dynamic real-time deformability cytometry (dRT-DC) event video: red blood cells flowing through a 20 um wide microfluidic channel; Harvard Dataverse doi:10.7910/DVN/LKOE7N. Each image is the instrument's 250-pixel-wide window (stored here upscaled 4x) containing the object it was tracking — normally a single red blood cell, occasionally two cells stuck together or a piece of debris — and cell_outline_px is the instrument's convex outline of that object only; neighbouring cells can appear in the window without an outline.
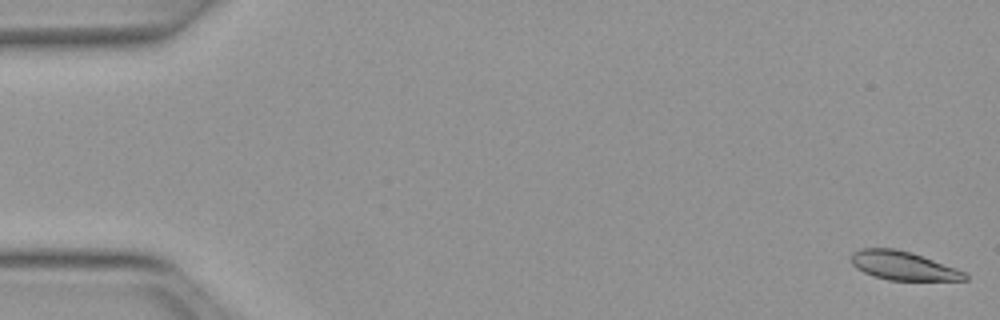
{"species": "Egyptian fruit bat (a non-hibernating species)", "species_latin": "Rousettus aegyptiacus", "temperature_condition": "warm", "stored_images_in_passage": 10, "camera_frame_rate_fps": 3000, "um_per_image_px": 0.085, "animal": {"sex": "female"}, "frame": {"image": 1, "passage_image": 1, "time_ms": 0.0, "image_size_px": [1000, 320], "cell_outline_px": [[968, 280], [888, 280], [864, 272], [856, 268], [852, 264], [852, 252], [860, 248], [896, 248], [912, 252], [956, 268], [964, 272], [968, 276]], "centroid_in_image_um": [76.76, 22.57], "position_along_channel_um": 8.2, "area_um2": 18.96}}